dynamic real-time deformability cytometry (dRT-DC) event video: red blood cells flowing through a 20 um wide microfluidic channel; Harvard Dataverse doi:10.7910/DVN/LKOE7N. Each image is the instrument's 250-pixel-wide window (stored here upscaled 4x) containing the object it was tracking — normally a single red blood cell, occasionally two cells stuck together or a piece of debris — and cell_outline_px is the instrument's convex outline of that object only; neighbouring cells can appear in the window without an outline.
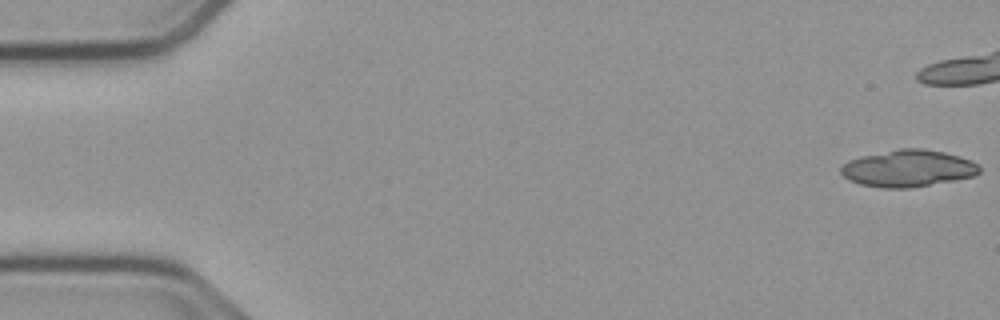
{"species": "common noctule bat (a hibernating species)", "species_latin": "Nyctalus noctula", "temperature_condition": "cold", "stored_images_in_passage": 10, "camera_frame_rate_fps": 3000, "um_per_image_px": 0.085, "animal": {"sex": "male", "body_mass_g": 23.1, "forearm_length_mm": 52.7}, "frame": {"image": 1, "passage_image": 1, "time_ms": 0.0, "image_size_px": [1000, 320], "cell_outline_px": [[980, 172], [972, 176], [952, 180], [908, 188], [884, 188], [860, 184], [848, 180], [840, 172], [840, 168], [848, 160], [860, 156], [900, 148], [924, 148], [944, 152], [960, 156], [972, 160], [980, 168]], "centroid_in_image_um": [77.15, 14.3], "position_along_channel_um": 7.8, "area_um2": 29.65}}